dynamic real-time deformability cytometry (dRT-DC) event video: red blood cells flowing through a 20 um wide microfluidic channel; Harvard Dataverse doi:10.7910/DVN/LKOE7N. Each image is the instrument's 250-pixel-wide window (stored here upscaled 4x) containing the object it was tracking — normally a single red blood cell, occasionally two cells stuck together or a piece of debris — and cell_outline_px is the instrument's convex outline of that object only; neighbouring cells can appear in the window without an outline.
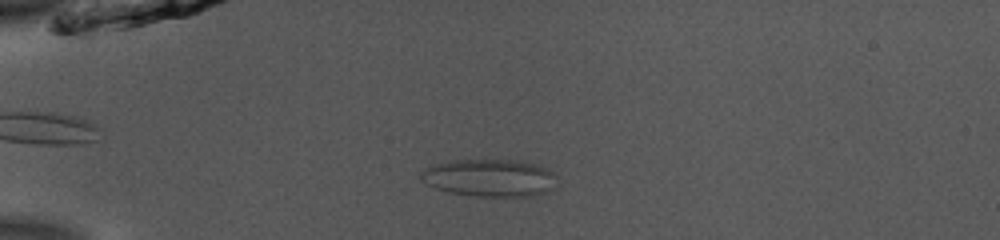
{"species": "common noctule bat (a hibernating species)", "species_latin": "Nyctalus noctula", "temperature_condition": "room temperature", "stored_images_in_passage": 40, "camera_frame_rate_fps": 3000, "um_per_image_px": 0.085, "animal": {"sex": "male", "body_mass_g": 13.0, "forearm_length_mm": 53.1}, "frame": {"image": 1, "passage_image": 2, "time_ms": 0.333, "image_size_px": [1000, 240], "cell_outline_px": [[552, 176], [544, 192], [528, 196], [480, 196], [448, 192], [436, 188], [420, 180], [420, 172], [428, 168], [440, 164], [456, 160], [516, 160], [532, 164], [544, 168], [552, 172]], "centroid_in_image_um": [41.5, 15.11], "position_along_channel_um": 43.5, "area_um2": 28.38}}
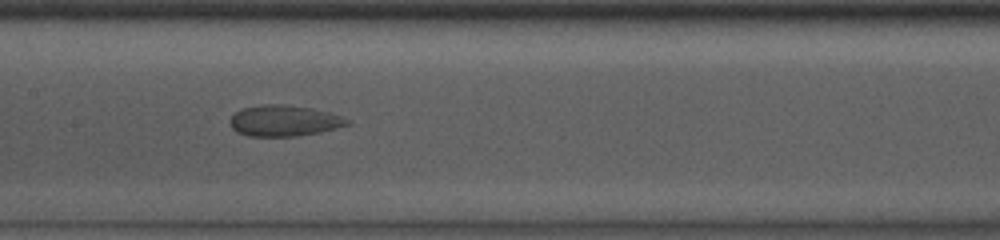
{"frame": {"image": 2, "passage_image": 15, "time_ms": 4.667, "image_size_px": [1000, 240], "cell_outline_px": [[352, 124], [320, 132], [296, 136], [248, 136], [236, 132], [232, 128], [232, 116], [236, 112], [244, 108], [260, 104], [284, 104], [312, 108], [344, 116], [352, 120]], "centroid_in_image_um": [24.22, 10.26], "position_along_channel_um": 183.2, "area_um2": 21.27}}
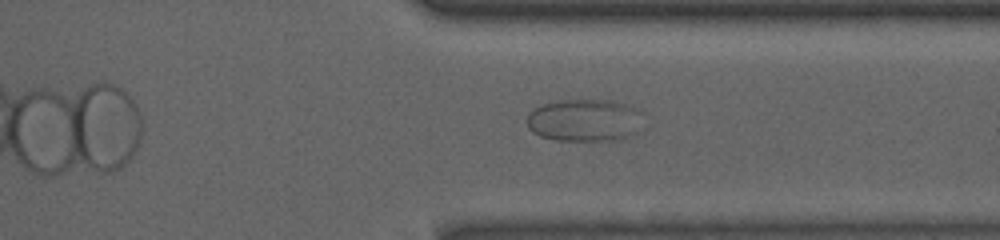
{"frame": {"image": 3, "passage_image": 29, "time_ms": 9.333, "image_size_px": [1000, 240], "cell_outline_px": [[644, 112], [636, 132], [632, 136], [624, 140], [556, 140], [540, 136], [532, 132], [528, 128], [528, 112], [532, 108], [556, 100], [612, 100], [636, 108]], "centroid_in_image_um": [49.69, 10.22], "position_along_channel_um": 361.7, "area_um2": 29.07}}